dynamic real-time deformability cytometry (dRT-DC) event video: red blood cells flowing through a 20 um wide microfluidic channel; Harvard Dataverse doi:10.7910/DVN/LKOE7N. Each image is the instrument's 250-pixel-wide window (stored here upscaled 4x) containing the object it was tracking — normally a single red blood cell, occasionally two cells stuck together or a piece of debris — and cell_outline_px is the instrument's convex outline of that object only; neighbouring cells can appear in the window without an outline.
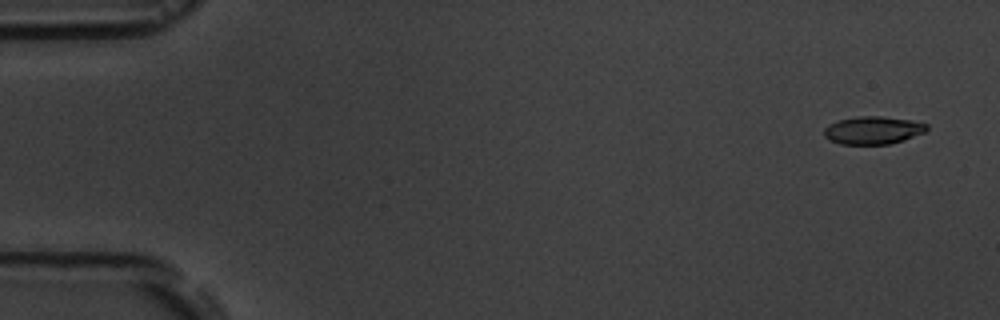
{"species": "common noctule bat (a hibernating species)", "species_latin": "Nyctalus noctula", "temperature_condition": "room temperature", "stored_images_in_passage": 6, "camera_frame_rate_fps": 3000, "um_per_image_px": 0.085, "animal": {"sex": "male", "body_mass_g": 19.5, "forearm_length_mm": 54.6}, "frame": {"image": 1, "passage_image": 1, "time_ms": 0.0, "image_size_px": [1000, 320], "cell_outline_px": [[928, 128], [924, 132], [904, 140], [888, 144], [840, 144], [828, 140], [824, 136], [824, 128], [828, 124], [840, 120], [856, 116], [880, 116], [912, 120], [928, 124]], "centroid_in_image_um": [74.18, 11.07], "position_along_channel_um": 10.8, "area_um2": 16.7}}
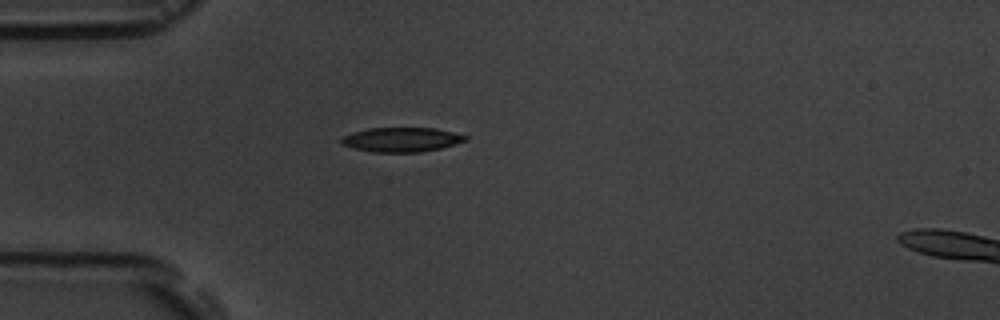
{"frame": {"image": 2, "passage_image": 5, "time_ms": 4.333, "image_size_px": [1000, 320], "cell_outline_px": [[468, 140], [440, 148], [420, 152], [372, 152], [340, 144], [340, 136], [352, 132], [368, 128], [436, 128], [468, 136]], "centroid_in_image_um": [34.09, 11.86], "position_along_channel_um": 50.9, "area_um2": 17.69}}